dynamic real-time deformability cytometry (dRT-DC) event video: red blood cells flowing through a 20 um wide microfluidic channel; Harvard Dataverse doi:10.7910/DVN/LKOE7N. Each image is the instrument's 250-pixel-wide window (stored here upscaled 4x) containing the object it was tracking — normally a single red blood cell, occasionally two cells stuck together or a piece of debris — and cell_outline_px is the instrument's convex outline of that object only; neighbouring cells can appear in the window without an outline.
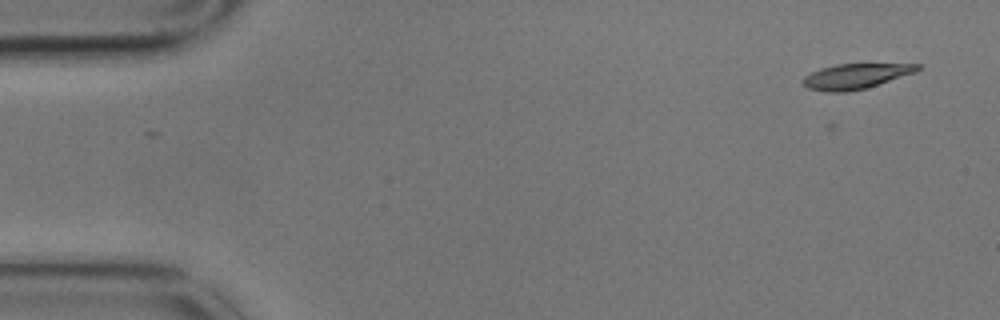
{"species": "common noctule bat (a hibernating species)", "species_latin": "Nyctalus noctula", "temperature_condition": "cold", "stored_images_in_passage": 6, "camera_frame_rate_fps": 3000, "um_per_image_px": 0.085, "animal": {"sex": "male", "body_mass_g": 17.9}, "frame": {"image": 1, "passage_image": 2, "time_ms": 0.333, "image_size_px": [1000, 320], "cell_outline_px": [[920, 68], [916, 72], [864, 88], [844, 92], [828, 92], [808, 88], [800, 80], [804, 76], [820, 68], [836, 64], [920, 64]], "centroid_in_image_um": [72.68, 6.47], "position_along_channel_um": 12.3, "area_um2": 16.53}}
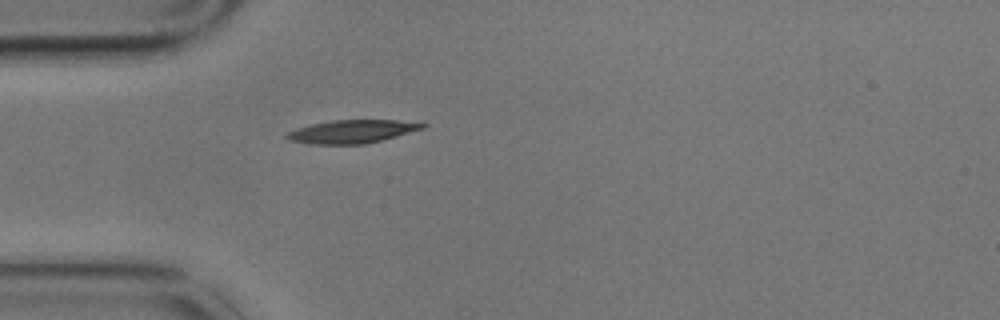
{"frame": {"image": 2, "passage_image": 6, "time_ms": 1.667, "image_size_px": [1000, 320], "cell_outline_px": [[428, 124], [424, 128], [384, 140], [364, 144], [308, 144], [288, 140], [284, 136], [288, 132], [296, 128], [312, 124], [332, 120], [424, 120]], "centroid_in_image_um": [30.02, 11.17], "position_along_channel_um": 55.0, "area_um2": 18.79}}